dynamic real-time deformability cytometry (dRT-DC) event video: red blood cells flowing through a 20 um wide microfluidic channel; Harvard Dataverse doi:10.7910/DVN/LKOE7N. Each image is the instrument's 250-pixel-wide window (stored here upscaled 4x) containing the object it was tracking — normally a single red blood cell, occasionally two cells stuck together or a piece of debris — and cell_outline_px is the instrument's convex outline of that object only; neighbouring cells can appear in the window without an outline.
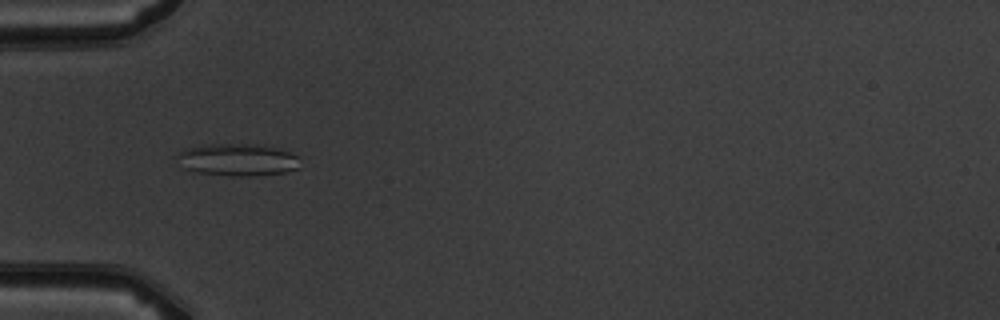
{"species": "common noctule bat (a hibernating species)", "species_latin": "Nyctalus noctula", "temperature_condition": "warm", "stored_images_in_passage": 7, "camera_frame_rate_fps": 3000, "um_per_image_px": 0.085, "animal": {"sex": "male", "body_mass_g": 19.5, "forearm_length_mm": 54.6}, "frame": {"image": 1, "passage_image": 5, "time_ms": 5.333, "image_size_px": [1000, 320], "cell_outline_px": [[300, 168], [284, 172], [252, 176], [232, 176], [196, 172], [180, 168], [172, 156], [184, 148], [204, 144], [252, 144], [276, 148], [300, 156]], "centroid_in_image_um": [20.09, 13.58], "position_along_channel_um": 64.9, "area_um2": 23.7}}
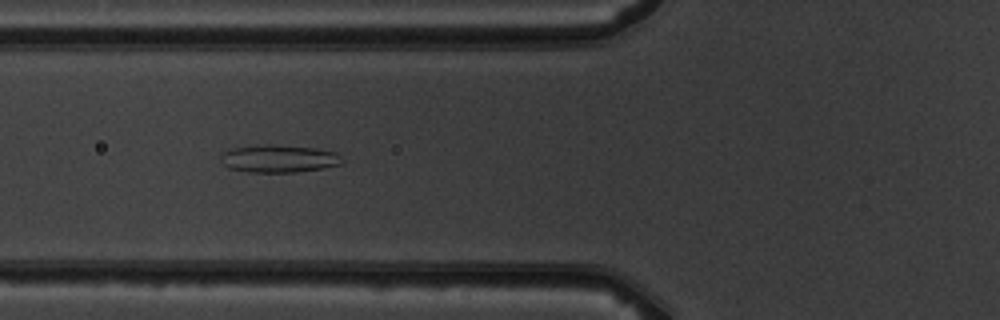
{"frame": {"image": 2, "passage_image": 6, "time_ms": 6.333, "image_size_px": [1000, 320], "cell_outline_px": [[344, 164], [324, 168], [296, 172], [248, 172], [228, 168], [220, 160], [220, 156], [224, 152], [232, 148], [264, 144], [276, 144], [316, 148], [336, 152], [344, 160]], "centroid_in_image_um": [23.73, 13.48], "position_along_channel_um": 102.1, "area_um2": 19.83}}